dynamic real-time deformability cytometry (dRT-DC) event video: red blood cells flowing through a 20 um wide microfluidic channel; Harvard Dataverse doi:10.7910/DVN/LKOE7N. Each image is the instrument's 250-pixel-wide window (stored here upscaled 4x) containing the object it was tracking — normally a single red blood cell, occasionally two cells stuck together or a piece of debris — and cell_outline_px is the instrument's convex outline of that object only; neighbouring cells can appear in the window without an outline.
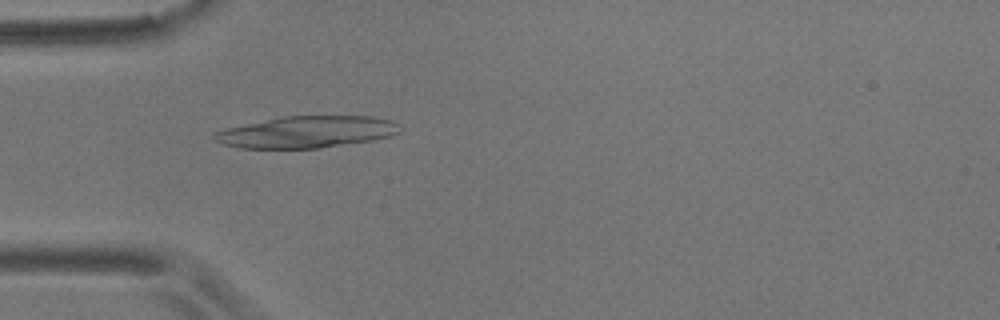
{"species": "common noctule bat (a hibernating species)", "species_latin": "Nyctalus noctula", "temperature_condition": "room temperature", "stored_images_in_passage": 41, "camera_frame_rate_fps": 3000, "um_per_image_px": 0.085, "animal": {"sex": "male", "body_mass_g": 17.9}, "frame": {"image": 1, "passage_image": 2, "time_ms": 0.333, "image_size_px": [1000, 320], "cell_outline_px": [[400, 132], [392, 136], [372, 140], [320, 148], [240, 148], [224, 144], [212, 140], [212, 136], [216, 132], [228, 128], [284, 116], [372, 116], [392, 120], [400, 124]], "centroid_in_image_um": [26.13, 11.22], "position_along_channel_um": 58.9, "area_um2": 34.16}}
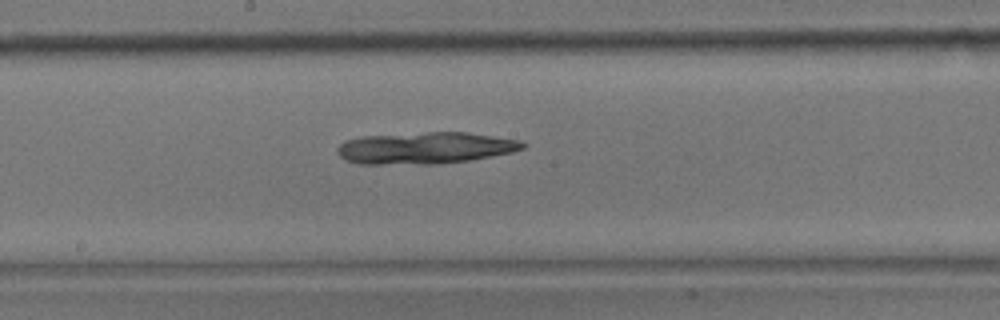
{"frame": {"image": 2, "passage_image": 15, "time_ms": 4.667, "image_size_px": [1000, 320], "cell_outline_px": [[528, 144], [524, 148], [512, 152], [468, 160], [432, 164], [360, 164], [344, 160], [336, 152], [336, 148], [344, 140], [364, 136], [428, 132], [468, 132], [520, 140]], "centroid_in_image_um": [36.11, 12.57], "position_along_channel_um": 212.1, "area_um2": 34.33}}
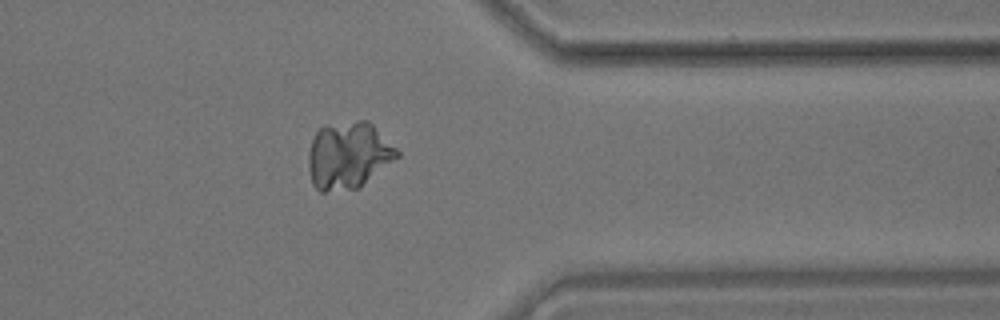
{"frame": {"image": 3, "passage_image": 30, "time_ms": 9.667, "image_size_px": [1000, 320], "cell_outline_px": [[400, 156], [356, 188], [324, 192], [320, 192], [312, 184], [308, 168], [308, 156], [312, 140], [316, 132], [324, 124], [356, 120], [368, 120], [400, 152]], "centroid_in_image_um": [29.58, 13.18], "position_along_channel_um": 381.8, "area_um2": 34.45}}